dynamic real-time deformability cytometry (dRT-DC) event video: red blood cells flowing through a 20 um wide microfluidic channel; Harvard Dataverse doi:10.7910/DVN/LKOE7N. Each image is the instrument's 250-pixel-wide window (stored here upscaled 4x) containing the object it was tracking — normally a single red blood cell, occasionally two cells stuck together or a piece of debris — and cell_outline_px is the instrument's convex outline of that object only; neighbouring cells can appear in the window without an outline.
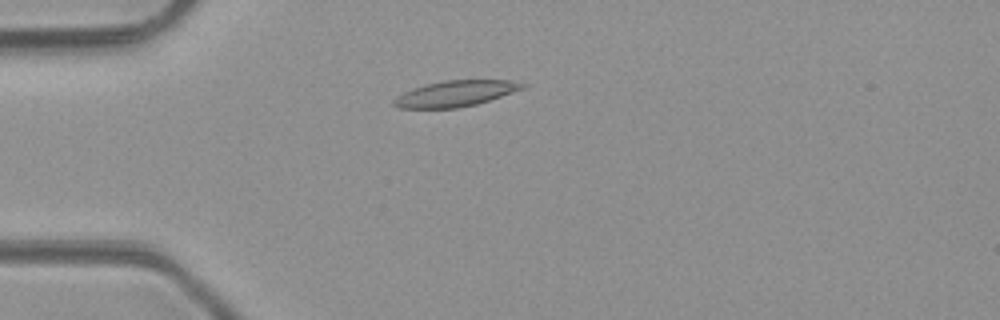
{"species": "common noctule bat (a hibernating species)", "species_latin": "Nyctalus noctula", "temperature_condition": "room temperature", "stored_images_in_passage": 2, "camera_frame_rate_fps": 3000, "um_per_image_px": 0.085, "animal": {"sex": "male", "body_mass_g": 23.1, "forearm_length_mm": 52.7}, "frame": {"image": 1, "passage_image": 2, "time_ms": 2.0, "image_size_px": [1000, 320], "cell_outline_px": [[528, 84], [524, 88], [476, 104], [456, 108], [400, 108], [392, 104], [392, 100], [396, 96], [412, 88], [424, 84], [444, 80], [508, 80]], "centroid_in_image_um": [38.66, 7.94], "position_along_channel_um": 46.3, "area_um2": 19.31}}